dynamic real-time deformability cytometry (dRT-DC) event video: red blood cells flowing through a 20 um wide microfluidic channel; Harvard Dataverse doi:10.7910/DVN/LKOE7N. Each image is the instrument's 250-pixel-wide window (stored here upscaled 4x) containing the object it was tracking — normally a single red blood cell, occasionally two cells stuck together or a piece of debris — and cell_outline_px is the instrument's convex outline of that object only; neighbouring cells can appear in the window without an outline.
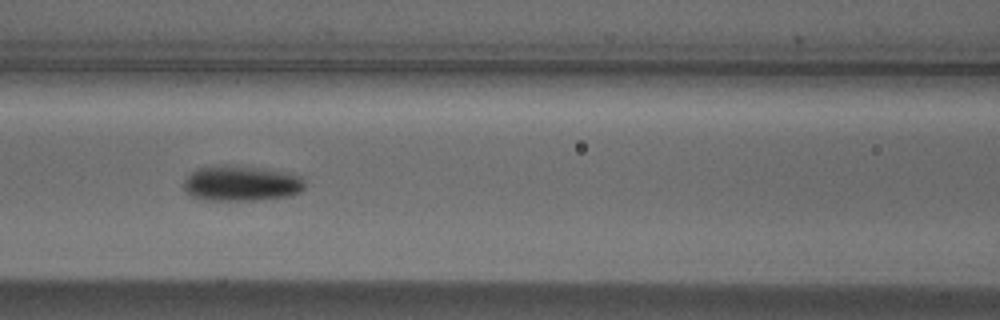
{"species": "Egyptian fruit bat (a non-hibernating species)", "species_latin": "Rousettus aegyptiacus", "temperature_condition": "cold", "stored_images_in_passage": 9, "camera_frame_rate_fps": 3000, "um_per_image_px": 0.085, "animal": {"sex": "male"}, "frame": {"image": 1, "passage_image": 6, "time_ms": 1.667, "image_size_px": [1000, 320], "cell_outline_px": [[304, 188], [300, 192], [292, 196], [256, 200], [200, 200], [184, 192], [184, 180], [196, 168], [216, 164], [228, 164], [260, 168], [288, 172], [300, 176], [304, 180]], "centroid_in_image_um": [20.48, 15.58], "position_along_channel_um": 146.1, "area_um2": 25.49}}
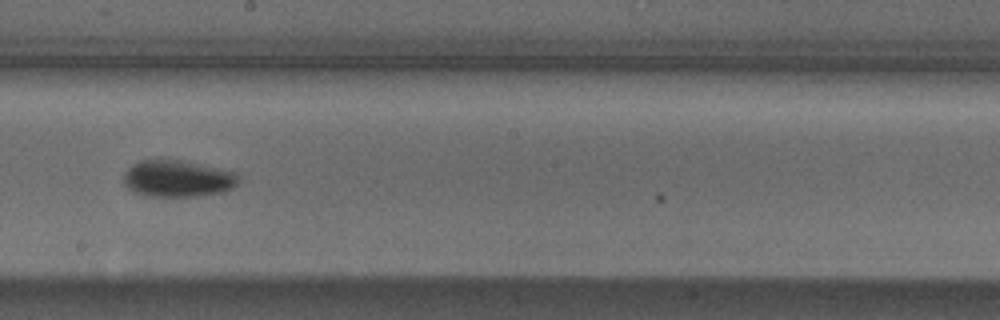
{"frame": {"image": 2, "passage_image": 8, "time_ms": 2.333, "image_size_px": [1000, 320], "cell_outline_px": [[240, 180], [232, 188], [224, 192], [196, 196], [148, 196], [132, 192], [124, 184], [124, 172], [132, 164], [140, 160], [156, 156], [164, 156], [184, 160], [236, 172], [240, 176]], "centroid_in_image_um": [15.07, 15.13], "position_along_channel_um": 233.1, "area_um2": 25.55}}
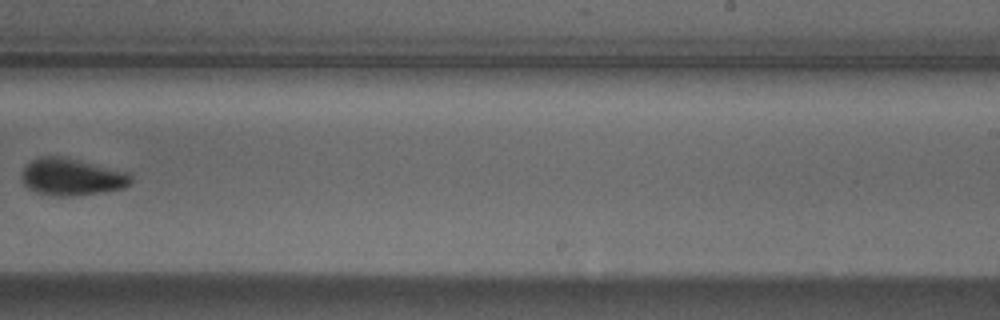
{"frame": {"image": 3, "passage_image": 9, "time_ms": 2.667, "image_size_px": [1000, 320], "cell_outline_px": [[132, 180], [124, 188], [104, 192], [72, 196], [52, 196], [36, 192], [28, 188], [20, 180], [20, 172], [32, 160], [40, 156], [60, 156], [128, 172], [132, 176]], "centroid_in_image_um": [6.05, 15.05], "position_along_channel_um": 282.9, "area_um2": 23.64}}